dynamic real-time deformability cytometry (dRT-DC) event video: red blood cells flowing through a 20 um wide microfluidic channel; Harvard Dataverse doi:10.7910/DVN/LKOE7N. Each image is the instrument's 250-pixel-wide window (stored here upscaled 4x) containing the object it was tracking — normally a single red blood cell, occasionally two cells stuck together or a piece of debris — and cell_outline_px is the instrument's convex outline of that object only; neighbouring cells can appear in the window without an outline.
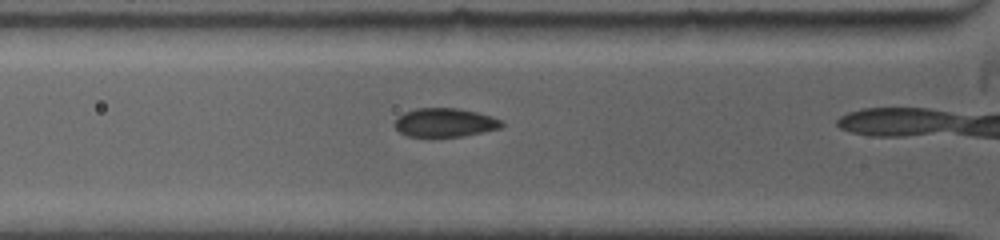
{"species": "common noctule bat (a hibernating species)", "species_latin": "Nyctalus noctula", "temperature_condition": "warm", "stored_images_in_passage": 8, "camera_frame_rate_fps": 5000, "um_per_image_px": 0.085, "animal": {"sex": "female", "body_mass_g": 19.0, "forearm_length_mm": 53.3}, "frame": {"image": 1, "passage_image": 3, "time_ms": 1.4, "image_size_px": [1000, 240], "cell_outline_px": [[504, 124], [500, 128], [484, 132], [464, 136], [408, 136], [400, 132], [392, 124], [404, 112], [416, 108], [456, 108], [476, 112], [492, 116], [500, 120]], "centroid_in_image_um": [37.81, 10.41], "position_along_channel_um": 88.0, "area_um2": 17.8}}
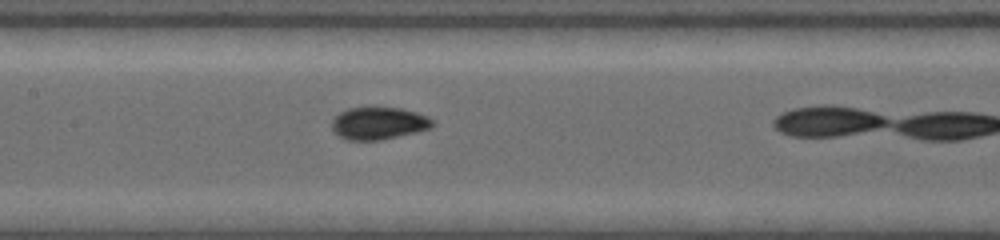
{"frame": {"image": 2, "passage_image": 6, "time_ms": 3.6, "image_size_px": [1000, 240], "cell_outline_px": [[432, 128], [416, 132], [380, 140], [344, 140], [332, 132], [332, 120], [340, 112], [348, 108], [400, 108], [416, 112], [428, 116], [432, 120]], "centroid_in_image_um": [32.15, 10.49], "position_along_channel_um": 175.3, "area_um2": 18.96}}